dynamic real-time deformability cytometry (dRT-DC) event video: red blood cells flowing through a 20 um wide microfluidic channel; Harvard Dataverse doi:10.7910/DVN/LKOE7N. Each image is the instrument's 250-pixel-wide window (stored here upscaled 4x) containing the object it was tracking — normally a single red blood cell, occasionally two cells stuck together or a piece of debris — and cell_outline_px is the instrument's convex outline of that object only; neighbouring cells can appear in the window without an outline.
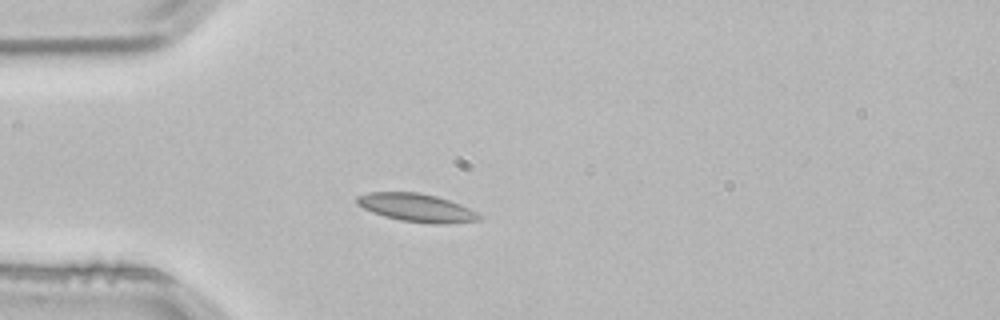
{"species": "common noctule bat (a hibernating species)", "species_latin": "Nyctalus noctula", "temperature_condition": "room temperature", "stored_images_in_passage": 3, "camera_frame_rate_fps": 3000, "um_per_image_px": 0.085, "animal": {"sex": "male", "body_mass_g": 21.5, "forearm_length_mm": 52.0}, "frame": {"image": 1, "passage_image": 3, "time_ms": 0.667, "image_size_px": [1000, 320], "cell_outline_px": [[484, 216], [480, 220], [448, 224], [432, 224], [400, 220], [384, 216], [372, 212], [356, 204], [356, 196], [368, 192], [416, 192], [436, 196], [460, 204]], "centroid_in_image_um": [35.41, 17.66], "position_along_channel_um": 49.6, "area_um2": 20.11}}